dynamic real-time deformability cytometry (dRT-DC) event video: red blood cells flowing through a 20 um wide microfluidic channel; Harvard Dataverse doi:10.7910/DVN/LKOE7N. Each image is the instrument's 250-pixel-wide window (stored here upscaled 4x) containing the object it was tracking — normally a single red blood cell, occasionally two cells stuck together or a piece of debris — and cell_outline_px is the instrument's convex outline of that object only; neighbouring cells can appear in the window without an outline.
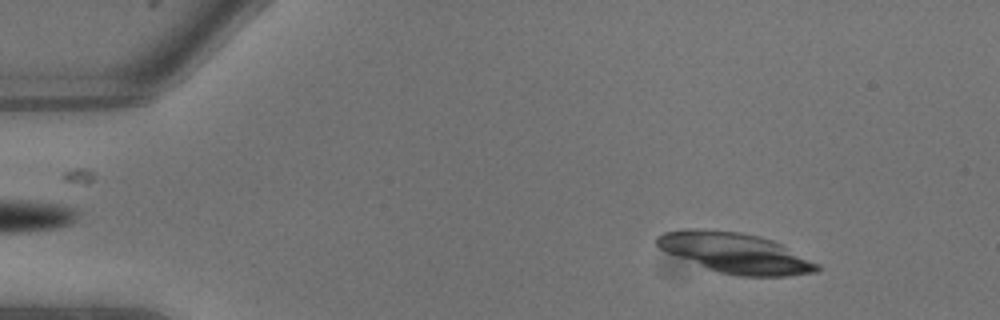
{"species": "common noctule bat (a hibernating species)", "species_latin": "Nyctalus noctula", "temperature_condition": "warm", "stored_images_in_passage": 9, "camera_frame_rate_fps": 3000, "um_per_image_px": 0.085, "animal": {"sex": "male", "body_mass_g": 13.3}, "frame": {"image": 1, "passage_image": 2, "time_ms": 0.333, "image_size_px": [1000, 320], "cell_outline_px": [[820, 268], [816, 272], [788, 276], [740, 276], [720, 272], [708, 268], [676, 256], [660, 248], [656, 244], [656, 236], [664, 232], [684, 228], [704, 228], [740, 232], [772, 240], [820, 264]], "centroid_in_image_um": [62.49, 21.49], "position_along_channel_um": 22.5, "area_um2": 37.28}}